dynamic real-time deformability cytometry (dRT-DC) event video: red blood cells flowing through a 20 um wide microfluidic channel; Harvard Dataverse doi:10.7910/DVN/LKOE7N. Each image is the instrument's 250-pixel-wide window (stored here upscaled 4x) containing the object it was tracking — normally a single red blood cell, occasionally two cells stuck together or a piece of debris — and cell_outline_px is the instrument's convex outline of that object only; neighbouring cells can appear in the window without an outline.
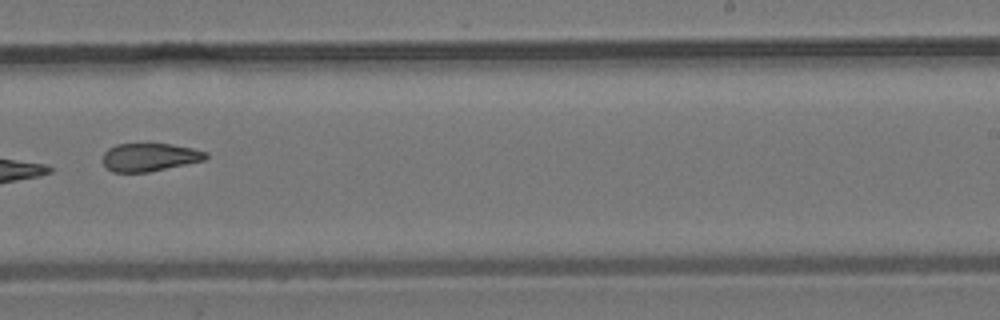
{"species": "common noctule bat (a hibernating species)", "species_latin": "Nyctalus noctula", "temperature_condition": "room temperature", "stored_images_in_passage": 10, "camera_frame_rate_fps": 3000, "um_per_image_px": 0.085, "animal": {"sex": "male", "body_mass_g": 19.2, "forearm_length_mm": 51.8}, "frame": {"image": 1, "passage_image": 9, "time_ms": 9.667, "image_size_px": [1000, 320], "cell_outline_px": [[208, 156], [204, 160], [148, 172], [112, 172], [104, 164], [104, 152], [108, 148], [116, 144], [172, 144], [192, 148], [208, 152]], "centroid_in_image_um": [12.72, 13.35], "position_along_channel_um": 276.3, "area_um2": 16.7}}
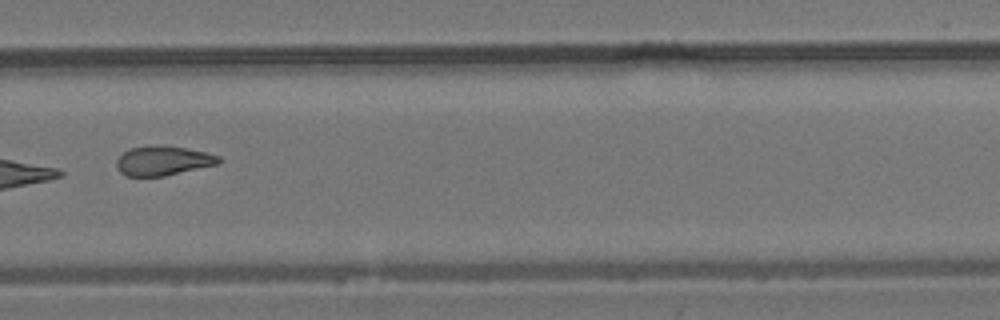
{"frame": {"image": 2, "passage_image": 10, "time_ms": 10.667, "image_size_px": [1000, 320], "cell_outline_px": [[220, 164], [164, 176], [124, 176], [116, 168], [116, 160], [128, 148], [152, 144], [184, 148], [204, 152], [220, 156]], "centroid_in_image_um": [13.82, 13.66], "position_along_channel_um": 316.0, "area_um2": 17.69}}